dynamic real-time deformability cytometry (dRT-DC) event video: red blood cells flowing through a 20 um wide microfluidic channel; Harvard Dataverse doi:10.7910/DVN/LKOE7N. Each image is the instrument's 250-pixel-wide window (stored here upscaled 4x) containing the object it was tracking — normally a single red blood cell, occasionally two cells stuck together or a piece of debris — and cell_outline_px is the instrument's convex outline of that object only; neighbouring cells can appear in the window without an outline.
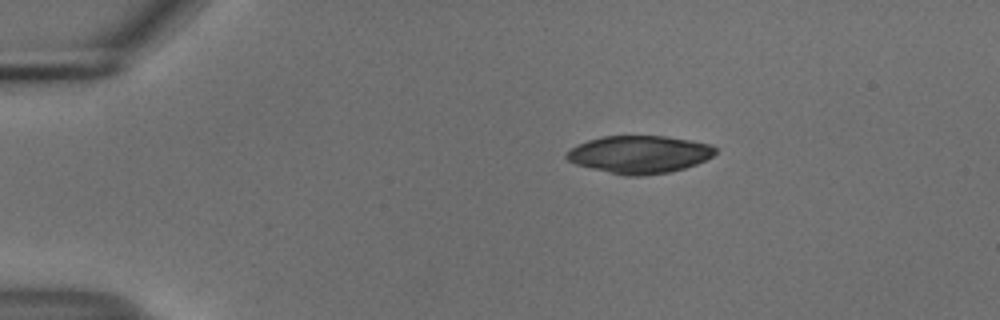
{"species": "common noctule bat (a hibernating species)", "species_latin": "Nyctalus noctula", "temperature_condition": "cold", "stored_images_in_passage": 45, "camera_frame_rate_fps": 3000, "um_per_image_px": 0.085, "animal": {"sex": "male", "body_mass_g": 18.8}, "frame": {"image": 1, "passage_image": 1, "time_ms": 0.0, "image_size_px": [1000, 320], "cell_outline_px": [[716, 152], [712, 156], [696, 164], [684, 168], [668, 172], [644, 176], [624, 176], [576, 164], [568, 160], [564, 156], [572, 148], [588, 140], [604, 136], [664, 136], [712, 144], [716, 148]], "centroid_in_image_um": [54.36, 13.13], "position_along_channel_um": 30.6, "area_um2": 32.37}}